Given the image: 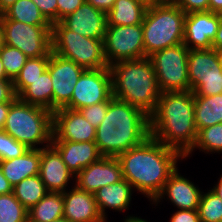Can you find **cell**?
I'll use <instances>...</instances> for the list:
<instances>
[{
	"label": "cell",
	"instance_id": "74e56055",
	"mask_svg": "<svg viewBox=\"0 0 222 222\" xmlns=\"http://www.w3.org/2000/svg\"><path fill=\"white\" fill-rule=\"evenodd\" d=\"M45 19L53 25L57 22V0H32Z\"/></svg>",
	"mask_w": 222,
	"mask_h": 222
},
{
	"label": "cell",
	"instance_id": "83f0119b",
	"mask_svg": "<svg viewBox=\"0 0 222 222\" xmlns=\"http://www.w3.org/2000/svg\"><path fill=\"white\" fill-rule=\"evenodd\" d=\"M12 193L27 210H30L48 191L38 174L23 179L13 187Z\"/></svg>",
	"mask_w": 222,
	"mask_h": 222
},
{
	"label": "cell",
	"instance_id": "5b68a950",
	"mask_svg": "<svg viewBox=\"0 0 222 222\" xmlns=\"http://www.w3.org/2000/svg\"><path fill=\"white\" fill-rule=\"evenodd\" d=\"M3 130L29 149L47 147L52 143L53 112L17 98L10 105ZM40 144L44 145L38 147Z\"/></svg>",
	"mask_w": 222,
	"mask_h": 222
},
{
	"label": "cell",
	"instance_id": "e0dca14e",
	"mask_svg": "<svg viewBox=\"0 0 222 222\" xmlns=\"http://www.w3.org/2000/svg\"><path fill=\"white\" fill-rule=\"evenodd\" d=\"M39 176L48 192H65L75 175L68 169L58 150L51 144L41 148Z\"/></svg>",
	"mask_w": 222,
	"mask_h": 222
},
{
	"label": "cell",
	"instance_id": "1f68e13d",
	"mask_svg": "<svg viewBox=\"0 0 222 222\" xmlns=\"http://www.w3.org/2000/svg\"><path fill=\"white\" fill-rule=\"evenodd\" d=\"M0 222H28V210L13 193L0 195Z\"/></svg>",
	"mask_w": 222,
	"mask_h": 222
},
{
	"label": "cell",
	"instance_id": "60d3db41",
	"mask_svg": "<svg viewBox=\"0 0 222 222\" xmlns=\"http://www.w3.org/2000/svg\"><path fill=\"white\" fill-rule=\"evenodd\" d=\"M16 99L12 80L0 79V103L14 102Z\"/></svg>",
	"mask_w": 222,
	"mask_h": 222
},
{
	"label": "cell",
	"instance_id": "2e32d148",
	"mask_svg": "<svg viewBox=\"0 0 222 222\" xmlns=\"http://www.w3.org/2000/svg\"><path fill=\"white\" fill-rule=\"evenodd\" d=\"M67 29L87 38L104 39L107 13L94 8L86 1L60 21Z\"/></svg>",
	"mask_w": 222,
	"mask_h": 222
},
{
	"label": "cell",
	"instance_id": "9a60e30c",
	"mask_svg": "<svg viewBox=\"0 0 222 222\" xmlns=\"http://www.w3.org/2000/svg\"><path fill=\"white\" fill-rule=\"evenodd\" d=\"M123 179L118 159L102 156L97 162L83 168L72 180H75V185L79 189L94 194L101 187L118 183Z\"/></svg>",
	"mask_w": 222,
	"mask_h": 222
},
{
	"label": "cell",
	"instance_id": "d6a6232c",
	"mask_svg": "<svg viewBox=\"0 0 222 222\" xmlns=\"http://www.w3.org/2000/svg\"><path fill=\"white\" fill-rule=\"evenodd\" d=\"M202 192L198 205L200 222H221L222 221V199L214 192Z\"/></svg>",
	"mask_w": 222,
	"mask_h": 222
},
{
	"label": "cell",
	"instance_id": "3957f363",
	"mask_svg": "<svg viewBox=\"0 0 222 222\" xmlns=\"http://www.w3.org/2000/svg\"><path fill=\"white\" fill-rule=\"evenodd\" d=\"M150 136V118L142 110L112 97L106 115L96 128L95 143L105 157H117Z\"/></svg>",
	"mask_w": 222,
	"mask_h": 222
},
{
	"label": "cell",
	"instance_id": "6da1fadb",
	"mask_svg": "<svg viewBox=\"0 0 222 222\" xmlns=\"http://www.w3.org/2000/svg\"><path fill=\"white\" fill-rule=\"evenodd\" d=\"M116 158L120 162L123 178L134 190L153 202L176 170L177 160L184 159V156L149 136L142 144Z\"/></svg>",
	"mask_w": 222,
	"mask_h": 222
},
{
	"label": "cell",
	"instance_id": "e575fe53",
	"mask_svg": "<svg viewBox=\"0 0 222 222\" xmlns=\"http://www.w3.org/2000/svg\"><path fill=\"white\" fill-rule=\"evenodd\" d=\"M28 150L25 144L15 140L3 129L0 130V161L20 157Z\"/></svg>",
	"mask_w": 222,
	"mask_h": 222
},
{
	"label": "cell",
	"instance_id": "30bf717a",
	"mask_svg": "<svg viewBox=\"0 0 222 222\" xmlns=\"http://www.w3.org/2000/svg\"><path fill=\"white\" fill-rule=\"evenodd\" d=\"M104 54L108 66L128 60L146 58L142 24L107 25Z\"/></svg>",
	"mask_w": 222,
	"mask_h": 222
},
{
	"label": "cell",
	"instance_id": "f35d334b",
	"mask_svg": "<svg viewBox=\"0 0 222 222\" xmlns=\"http://www.w3.org/2000/svg\"><path fill=\"white\" fill-rule=\"evenodd\" d=\"M172 3L182 9L186 14L209 11V0H172Z\"/></svg>",
	"mask_w": 222,
	"mask_h": 222
},
{
	"label": "cell",
	"instance_id": "b9f144b4",
	"mask_svg": "<svg viewBox=\"0 0 222 222\" xmlns=\"http://www.w3.org/2000/svg\"><path fill=\"white\" fill-rule=\"evenodd\" d=\"M170 222H200L197 210H177L170 217Z\"/></svg>",
	"mask_w": 222,
	"mask_h": 222
},
{
	"label": "cell",
	"instance_id": "f5cc1de1",
	"mask_svg": "<svg viewBox=\"0 0 222 222\" xmlns=\"http://www.w3.org/2000/svg\"><path fill=\"white\" fill-rule=\"evenodd\" d=\"M0 79H9L6 75V71H5L4 66L2 64L1 57H0Z\"/></svg>",
	"mask_w": 222,
	"mask_h": 222
},
{
	"label": "cell",
	"instance_id": "db71d44e",
	"mask_svg": "<svg viewBox=\"0 0 222 222\" xmlns=\"http://www.w3.org/2000/svg\"><path fill=\"white\" fill-rule=\"evenodd\" d=\"M3 30H2V26H1V24H0V50H1V48H2V46H3Z\"/></svg>",
	"mask_w": 222,
	"mask_h": 222
},
{
	"label": "cell",
	"instance_id": "816d5d0a",
	"mask_svg": "<svg viewBox=\"0 0 222 222\" xmlns=\"http://www.w3.org/2000/svg\"><path fill=\"white\" fill-rule=\"evenodd\" d=\"M124 222H148L145 219H142L140 217H135V216H127V218L124 219Z\"/></svg>",
	"mask_w": 222,
	"mask_h": 222
},
{
	"label": "cell",
	"instance_id": "7a4b0ae2",
	"mask_svg": "<svg viewBox=\"0 0 222 222\" xmlns=\"http://www.w3.org/2000/svg\"><path fill=\"white\" fill-rule=\"evenodd\" d=\"M150 118V136L185 156L195 145L194 93L161 92L157 107Z\"/></svg>",
	"mask_w": 222,
	"mask_h": 222
},
{
	"label": "cell",
	"instance_id": "f546056e",
	"mask_svg": "<svg viewBox=\"0 0 222 222\" xmlns=\"http://www.w3.org/2000/svg\"><path fill=\"white\" fill-rule=\"evenodd\" d=\"M49 56L29 58L19 74L12 81L16 96H18L32 81L36 80L47 70Z\"/></svg>",
	"mask_w": 222,
	"mask_h": 222
},
{
	"label": "cell",
	"instance_id": "7402d4cb",
	"mask_svg": "<svg viewBox=\"0 0 222 222\" xmlns=\"http://www.w3.org/2000/svg\"><path fill=\"white\" fill-rule=\"evenodd\" d=\"M41 149H29L22 156L0 161L4 176L14 187L23 179L39 174Z\"/></svg>",
	"mask_w": 222,
	"mask_h": 222
},
{
	"label": "cell",
	"instance_id": "4fadbf2b",
	"mask_svg": "<svg viewBox=\"0 0 222 222\" xmlns=\"http://www.w3.org/2000/svg\"><path fill=\"white\" fill-rule=\"evenodd\" d=\"M222 14L211 11L186 14L184 27V45L189 50L213 48L212 42L218 31Z\"/></svg>",
	"mask_w": 222,
	"mask_h": 222
},
{
	"label": "cell",
	"instance_id": "836d02e7",
	"mask_svg": "<svg viewBox=\"0 0 222 222\" xmlns=\"http://www.w3.org/2000/svg\"><path fill=\"white\" fill-rule=\"evenodd\" d=\"M0 57L7 77L12 81L29 59L21 50L6 44L0 50Z\"/></svg>",
	"mask_w": 222,
	"mask_h": 222
},
{
	"label": "cell",
	"instance_id": "ac0fdd59",
	"mask_svg": "<svg viewBox=\"0 0 222 222\" xmlns=\"http://www.w3.org/2000/svg\"><path fill=\"white\" fill-rule=\"evenodd\" d=\"M63 218L70 222H107L101 215L93 193L76 185L63 192Z\"/></svg>",
	"mask_w": 222,
	"mask_h": 222
},
{
	"label": "cell",
	"instance_id": "8992f818",
	"mask_svg": "<svg viewBox=\"0 0 222 222\" xmlns=\"http://www.w3.org/2000/svg\"><path fill=\"white\" fill-rule=\"evenodd\" d=\"M185 18L172 2L148 7L142 22L145 55L183 43Z\"/></svg>",
	"mask_w": 222,
	"mask_h": 222
},
{
	"label": "cell",
	"instance_id": "7dc6e473",
	"mask_svg": "<svg viewBox=\"0 0 222 222\" xmlns=\"http://www.w3.org/2000/svg\"><path fill=\"white\" fill-rule=\"evenodd\" d=\"M209 11L222 14V0H209Z\"/></svg>",
	"mask_w": 222,
	"mask_h": 222
},
{
	"label": "cell",
	"instance_id": "8fae6325",
	"mask_svg": "<svg viewBox=\"0 0 222 222\" xmlns=\"http://www.w3.org/2000/svg\"><path fill=\"white\" fill-rule=\"evenodd\" d=\"M112 97V77L109 67L85 69L74 87L71 101L65 108L80 110L100 102H109Z\"/></svg>",
	"mask_w": 222,
	"mask_h": 222
},
{
	"label": "cell",
	"instance_id": "11a10c76",
	"mask_svg": "<svg viewBox=\"0 0 222 222\" xmlns=\"http://www.w3.org/2000/svg\"><path fill=\"white\" fill-rule=\"evenodd\" d=\"M216 53H217V56H218V59H219V63L222 67V50H216Z\"/></svg>",
	"mask_w": 222,
	"mask_h": 222
},
{
	"label": "cell",
	"instance_id": "7c38bea8",
	"mask_svg": "<svg viewBox=\"0 0 222 222\" xmlns=\"http://www.w3.org/2000/svg\"><path fill=\"white\" fill-rule=\"evenodd\" d=\"M47 70L52 81L54 112L71 101L74 87L85 69L74 61L51 52Z\"/></svg>",
	"mask_w": 222,
	"mask_h": 222
},
{
	"label": "cell",
	"instance_id": "52a82bcc",
	"mask_svg": "<svg viewBox=\"0 0 222 222\" xmlns=\"http://www.w3.org/2000/svg\"><path fill=\"white\" fill-rule=\"evenodd\" d=\"M104 39L87 38L67 29L61 22L51 28L52 52L74 61L84 69L108 68Z\"/></svg>",
	"mask_w": 222,
	"mask_h": 222
},
{
	"label": "cell",
	"instance_id": "484cf974",
	"mask_svg": "<svg viewBox=\"0 0 222 222\" xmlns=\"http://www.w3.org/2000/svg\"><path fill=\"white\" fill-rule=\"evenodd\" d=\"M147 7L137 0H116L107 13V25L142 24Z\"/></svg>",
	"mask_w": 222,
	"mask_h": 222
},
{
	"label": "cell",
	"instance_id": "d590c367",
	"mask_svg": "<svg viewBox=\"0 0 222 222\" xmlns=\"http://www.w3.org/2000/svg\"><path fill=\"white\" fill-rule=\"evenodd\" d=\"M194 96H212L222 93V77L201 78L191 90Z\"/></svg>",
	"mask_w": 222,
	"mask_h": 222
},
{
	"label": "cell",
	"instance_id": "ee69618b",
	"mask_svg": "<svg viewBox=\"0 0 222 222\" xmlns=\"http://www.w3.org/2000/svg\"><path fill=\"white\" fill-rule=\"evenodd\" d=\"M12 192H13V186L6 179L0 167V195L12 193Z\"/></svg>",
	"mask_w": 222,
	"mask_h": 222
},
{
	"label": "cell",
	"instance_id": "bcb514c9",
	"mask_svg": "<svg viewBox=\"0 0 222 222\" xmlns=\"http://www.w3.org/2000/svg\"><path fill=\"white\" fill-rule=\"evenodd\" d=\"M212 44L215 50H222V18L215 39L212 42Z\"/></svg>",
	"mask_w": 222,
	"mask_h": 222
},
{
	"label": "cell",
	"instance_id": "f1b7e54d",
	"mask_svg": "<svg viewBox=\"0 0 222 222\" xmlns=\"http://www.w3.org/2000/svg\"><path fill=\"white\" fill-rule=\"evenodd\" d=\"M3 15L10 20L34 26H52L32 0H18Z\"/></svg>",
	"mask_w": 222,
	"mask_h": 222
},
{
	"label": "cell",
	"instance_id": "ab89813d",
	"mask_svg": "<svg viewBox=\"0 0 222 222\" xmlns=\"http://www.w3.org/2000/svg\"><path fill=\"white\" fill-rule=\"evenodd\" d=\"M86 0H57V22L73 13L79 8Z\"/></svg>",
	"mask_w": 222,
	"mask_h": 222
},
{
	"label": "cell",
	"instance_id": "7bdbcfd3",
	"mask_svg": "<svg viewBox=\"0 0 222 222\" xmlns=\"http://www.w3.org/2000/svg\"><path fill=\"white\" fill-rule=\"evenodd\" d=\"M116 0H86L94 8L108 13L114 6Z\"/></svg>",
	"mask_w": 222,
	"mask_h": 222
},
{
	"label": "cell",
	"instance_id": "4316f807",
	"mask_svg": "<svg viewBox=\"0 0 222 222\" xmlns=\"http://www.w3.org/2000/svg\"><path fill=\"white\" fill-rule=\"evenodd\" d=\"M64 200L61 192H48L28 210V222H51L63 217Z\"/></svg>",
	"mask_w": 222,
	"mask_h": 222
},
{
	"label": "cell",
	"instance_id": "277c9868",
	"mask_svg": "<svg viewBox=\"0 0 222 222\" xmlns=\"http://www.w3.org/2000/svg\"><path fill=\"white\" fill-rule=\"evenodd\" d=\"M112 96L142 110L149 117L161 95L153 64L149 57L121 61L109 66Z\"/></svg>",
	"mask_w": 222,
	"mask_h": 222
},
{
	"label": "cell",
	"instance_id": "5bb4252c",
	"mask_svg": "<svg viewBox=\"0 0 222 222\" xmlns=\"http://www.w3.org/2000/svg\"><path fill=\"white\" fill-rule=\"evenodd\" d=\"M96 128L79 110L59 108L53 112L52 141L85 142L95 141Z\"/></svg>",
	"mask_w": 222,
	"mask_h": 222
},
{
	"label": "cell",
	"instance_id": "f6af8a7d",
	"mask_svg": "<svg viewBox=\"0 0 222 222\" xmlns=\"http://www.w3.org/2000/svg\"><path fill=\"white\" fill-rule=\"evenodd\" d=\"M13 102H5V103H0V129H3L5 122H6V118L8 116V112L10 109V105Z\"/></svg>",
	"mask_w": 222,
	"mask_h": 222
},
{
	"label": "cell",
	"instance_id": "c3c4849f",
	"mask_svg": "<svg viewBox=\"0 0 222 222\" xmlns=\"http://www.w3.org/2000/svg\"><path fill=\"white\" fill-rule=\"evenodd\" d=\"M18 0H0V15Z\"/></svg>",
	"mask_w": 222,
	"mask_h": 222
},
{
	"label": "cell",
	"instance_id": "ba28073f",
	"mask_svg": "<svg viewBox=\"0 0 222 222\" xmlns=\"http://www.w3.org/2000/svg\"><path fill=\"white\" fill-rule=\"evenodd\" d=\"M188 54L189 49L181 43L156 51L149 56L161 92L190 90Z\"/></svg>",
	"mask_w": 222,
	"mask_h": 222
},
{
	"label": "cell",
	"instance_id": "681fc988",
	"mask_svg": "<svg viewBox=\"0 0 222 222\" xmlns=\"http://www.w3.org/2000/svg\"><path fill=\"white\" fill-rule=\"evenodd\" d=\"M220 199H222V176L218 180L217 184L211 189Z\"/></svg>",
	"mask_w": 222,
	"mask_h": 222
},
{
	"label": "cell",
	"instance_id": "f907efd6",
	"mask_svg": "<svg viewBox=\"0 0 222 222\" xmlns=\"http://www.w3.org/2000/svg\"><path fill=\"white\" fill-rule=\"evenodd\" d=\"M137 1L144 4L147 8L153 7L155 5H160L165 2L164 0H137Z\"/></svg>",
	"mask_w": 222,
	"mask_h": 222
},
{
	"label": "cell",
	"instance_id": "ffe728a7",
	"mask_svg": "<svg viewBox=\"0 0 222 222\" xmlns=\"http://www.w3.org/2000/svg\"><path fill=\"white\" fill-rule=\"evenodd\" d=\"M51 144L58 150L68 169L75 176L102 157L94 141H52Z\"/></svg>",
	"mask_w": 222,
	"mask_h": 222
},
{
	"label": "cell",
	"instance_id": "d6986e66",
	"mask_svg": "<svg viewBox=\"0 0 222 222\" xmlns=\"http://www.w3.org/2000/svg\"><path fill=\"white\" fill-rule=\"evenodd\" d=\"M178 171L177 167L169 176V179L164 184L163 190L153 203L157 205L158 202L166 196L168 197L167 200H170L177 209L197 210L202 191Z\"/></svg>",
	"mask_w": 222,
	"mask_h": 222
},
{
	"label": "cell",
	"instance_id": "4dcf8cb0",
	"mask_svg": "<svg viewBox=\"0 0 222 222\" xmlns=\"http://www.w3.org/2000/svg\"><path fill=\"white\" fill-rule=\"evenodd\" d=\"M196 148L206 153L222 152V123L200 129L195 145L184 158L189 157Z\"/></svg>",
	"mask_w": 222,
	"mask_h": 222
},
{
	"label": "cell",
	"instance_id": "9c48e42d",
	"mask_svg": "<svg viewBox=\"0 0 222 222\" xmlns=\"http://www.w3.org/2000/svg\"><path fill=\"white\" fill-rule=\"evenodd\" d=\"M3 43L21 50L28 58L50 56L52 26H34L0 15Z\"/></svg>",
	"mask_w": 222,
	"mask_h": 222
},
{
	"label": "cell",
	"instance_id": "9f6ffc18",
	"mask_svg": "<svg viewBox=\"0 0 222 222\" xmlns=\"http://www.w3.org/2000/svg\"><path fill=\"white\" fill-rule=\"evenodd\" d=\"M51 222H70V221L62 217L60 219H57V220H54V221H51Z\"/></svg>",
	"mask_w": 222,
	"mask_h": 222
},
{
	"label": "cell",
	"instance_id": "d4e9b609",
	"mask_svg": "<svg viewBox=\"0 0 222 222\" xmlns=\"http://www.w3.org/2000/svg\"><path fill=\"white\" fill-rule=\"evenodd\" d=\"M17 98L28 104L37 105L53 112V87L49 71H44L32 81Z\"/></svg>",
	"mask_w": 222,
	"mask_h": 222
},
{
	"label": "cell",
	"instance_id": "cb8c5ba5",
	"mask_svg": "<svg viewBox=\"0 0 222 222\" xmlns=\"http://www.w3.org/2000/svg\"><path fill=\"white\" fill-rule=\"evenodd\" d=\"M197 131L222 123V93L212 96H194Z\"/></svg>",
	"mask_w": 222,
	"mask_h": 222
},
{
	"label": "cell",
	"instance_id": "44dd1931",
	"mask_svg": "<svg viewBox=\"0 0 222 222\" xmlns=\"http://www.w3.org/2000/svg\"><path fill=\"white\" fill-rule=\"evenodd\" d=\"M188 77L190 91L201 81V78L222 77V67L214 48L189 50Z\"/></svg>",
	"mask_w": 222,
	"mask_h": 222
},
{
	"label": "cell",
	"instance_id": "603a6c76",
	"mask_svg": "<svg viewBox=\"0 0 222 222\" xmlns=\"http://www.w3.org/2000/svg\"><path fill=\"white\" fill-rule=\"evenodd\" d=\"M132 191H135L131 184L123 179L115 184H110L98 189L95 193V200L98 205V209L106 220L107 216L105 209L109 208L116 211L123 212L130 206L132 200Z\"/></svg>",
	"mask_w": 222,
	"mask_h": 222
},
{
	"label": "cell",
	"instance_id": "8d00e7d4",
	"mask_svg": "<svg viewBox=\"0 0 222 222\" xmlns=\"http://www.w3.org/2000/svg\"><path fill=\"white\" fill-rule=\"evenodd\" d=\"M109 102H100L90 106H86L79 111L83 117L95 128H97L104 119Z\"/></svg>",
	"mask_w": 222,
	"mask_h": 222
}]
</instances>
